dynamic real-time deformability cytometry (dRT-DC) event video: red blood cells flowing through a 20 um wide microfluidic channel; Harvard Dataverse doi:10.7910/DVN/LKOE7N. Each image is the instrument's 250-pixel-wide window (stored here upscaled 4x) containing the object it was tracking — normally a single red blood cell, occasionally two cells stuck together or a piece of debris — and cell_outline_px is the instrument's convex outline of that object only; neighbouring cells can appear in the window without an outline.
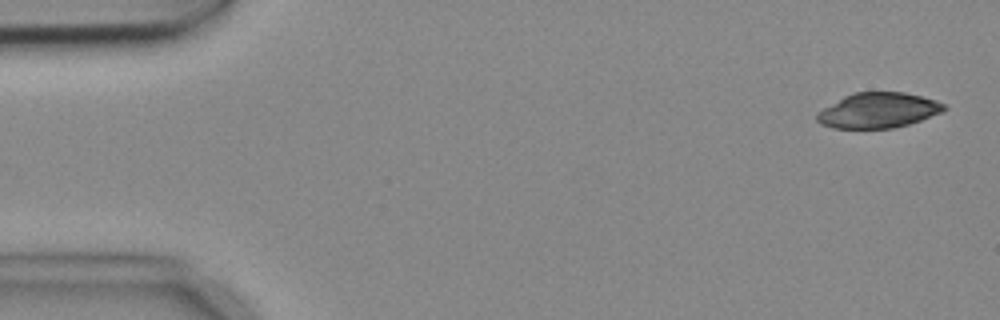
{"species": "common noctule bat (a hibernating species)", "species_latin": "Nyctalus noctula", "temperature_condition": "cold", "stored_images_in_passage": 4, "camera_frame_rate_fps": 3000, "um_per_image_px": 0.085, "animal": {"sex": "female", "body_mass_g": 18.4}, "frame": {"image": 1, "passage_image": 1, "time_ms": 0.0, "image_size_px": [1000, 320], "cell_outline_px": [[948, 108], [940, 112], [920, 120], [908, 124], [892, 128], [832, 128], [820, 124], [816, 120], [816, 112], [844, 96], [852, 92], [904, 92], [936, 100], [944, 104]], "centroid_in_image_um": [74.6, 9.38], "position_along_channel_um": 10.4, "area_um2": 26.01}}